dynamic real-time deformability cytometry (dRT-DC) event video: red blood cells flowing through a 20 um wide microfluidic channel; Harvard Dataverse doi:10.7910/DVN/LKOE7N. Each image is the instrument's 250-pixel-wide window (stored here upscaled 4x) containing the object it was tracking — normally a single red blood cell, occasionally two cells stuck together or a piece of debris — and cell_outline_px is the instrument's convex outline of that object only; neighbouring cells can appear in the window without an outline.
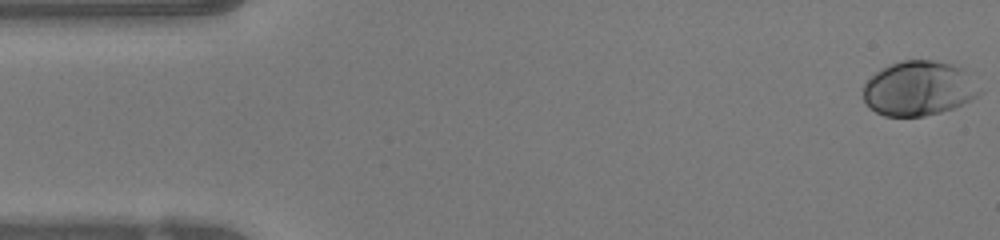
{"species": "human", "species_latin": "Homo sapiens", "temperature_condition": "warm", "stored_images_in_passage": 49, "camera_frame_rate_fps": 3000, "um_per_image_px": 0.085, "donor": {"sex": "female"}, "frame": {"image": 1, "passage_image": 1, "time_ms": 0.0, "image_size_px": [1000, 240], "cell_outline_px": [[984, 92], [972, 100], [952, 108], [940, 112], [924, 116], [884, 116], [868, 108], [864, 100], [864, 84], [876, 72], [900, 60], [932, 60], [964, 68]], "centroid_in_image_um": [78.12, 7.52], "position_along_channel_um": 6.9, "area_um2": 37.11}}
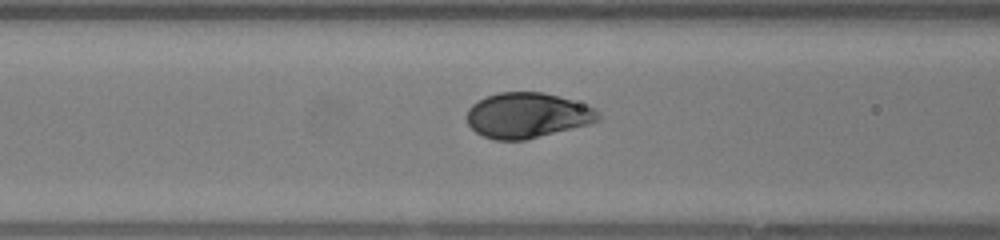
{"frame": {"image": 2, "passage_image": 19, "time_ms": 6.0, "image_size_px": [1000, 240], "cell_outline_px": [[600, 120], [588, 124], [524, 140], [496, 140], [484, 136], [476, 132], [468, 124], [468, 108], [472, 104], [488, 96], [500, 92], [544, 92], [560, 96], [596, 108], [600, 116]], "centroid_in_image_um": [44.83, 9.8], "position_along_channel_um": 121.8, "area_um2": 34.39}}
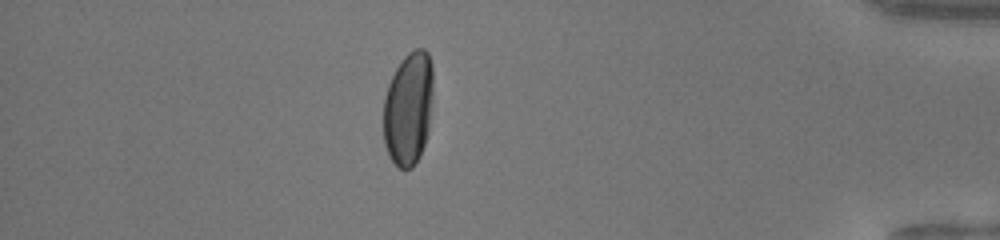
{"frame": {"image": 3, "passage_image": 43, "time_ms": 14.0, "image_size_px": [1000, 240], "cell_outline_px": [[432, 100], [428, 132], [420, 156], [412, 168], [400, 168], [388, 156], [384, 144], [384, 96], [388, 84], [400, 60], [408, 52], [416, 48], [424, 48], [428, 52], [432, 64]], "centroid_in_image_um": [34.71, 9.2], "position_along_channel_um": 400.5, "area_um2": 33.12}, "authors_computed_cell_mechanics": {"area_um2": 34.9112, "velocity_mm_per_s": 4.0831, "shape_relaxation_time_tau1_ms": 2.7616, "shape_relaxation_time_tau2_ms": null, "deformation_change_tau1": 0.1652, "deformation_change_tau2": null}}